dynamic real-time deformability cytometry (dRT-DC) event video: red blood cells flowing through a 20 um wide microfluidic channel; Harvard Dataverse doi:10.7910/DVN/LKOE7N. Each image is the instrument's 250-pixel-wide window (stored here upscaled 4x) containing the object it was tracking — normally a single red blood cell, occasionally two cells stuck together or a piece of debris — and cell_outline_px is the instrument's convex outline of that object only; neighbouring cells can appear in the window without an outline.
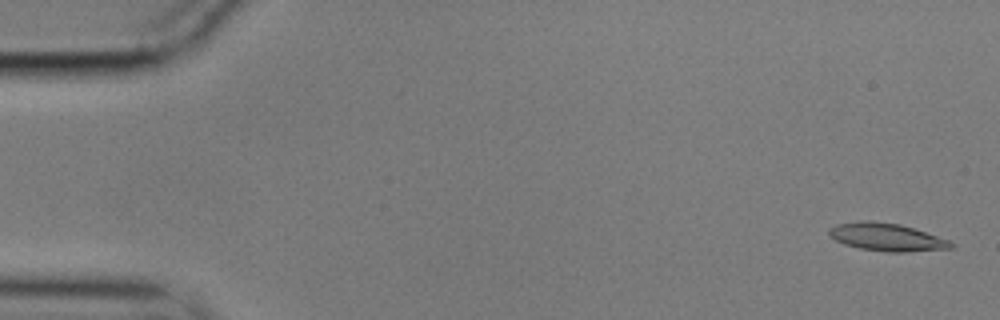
{"species": "common noctule bat (a hibernating species)", "species_latin": "Nyctalus noctula", "temperature_condition": "cold", "stored_images_in_passage": 57, "camera_frame_rate_fps": 3000, "um_per_image_px": 0.085, "animal": {"sex": "male", "body_mass_g": 17.9}, "frame": {"image": 1, "passage_image": 2, "time_ms": 0.333, "image_size_px": [1000, 320], "cell_outline_px": [[956, 244], [952, 248], [908, 252], [888, 252], [860, 248], [844, 244], [836, 240], [828, 232], [828, 228], [836, 224], [860, 220], [872, 220], [900, 224], [948, 240]], "centroid_in_image_um": [75.35, 20.15], "position_along_channel_um": 9.7, "area_um2": 19.65}}
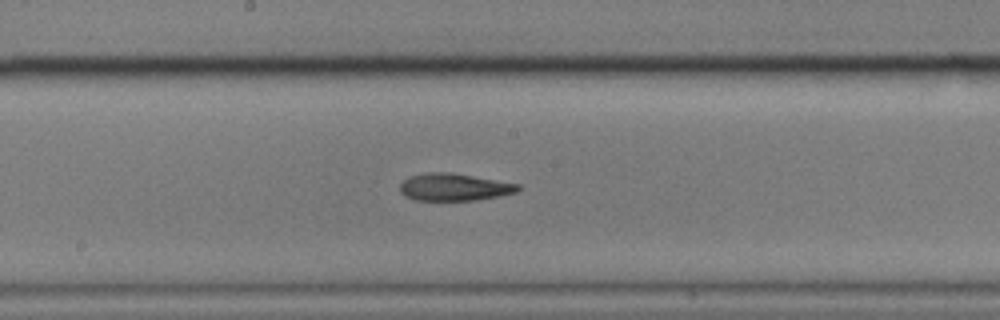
{"frame": {"image": 2, "passage_image": 30, "time_ms": 9.667, "image_size_px": [1000, 320], "cell_outline_px": [[520, 188], [516, 192], [500, 196], [476, 200], [416, 200], [404, 196], [400, 192], [400, 184], [408, 176], [428, 172], [452, 172], [520, 184]], "centroid_in_image_um": [38.59, 15.9], "position_along_channel_um": 209.6, "area_um2": 18.9}}
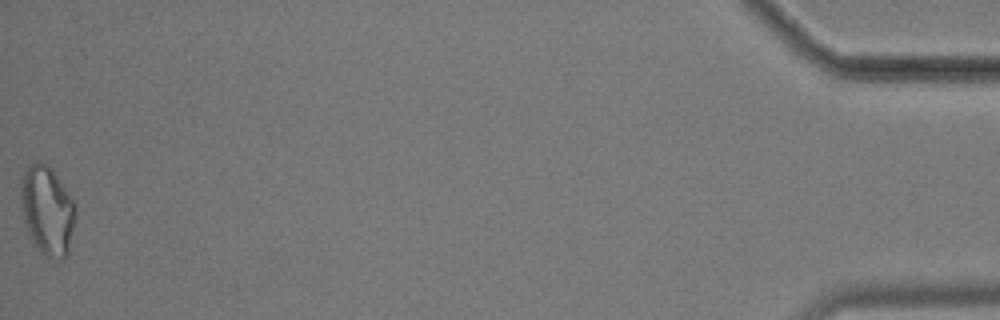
{"frame": {"image": 3, "passage_image": 57, "time_ms": 18.667, "image_size_px": [1000, 320], "cell_outline_px": [[76, 216], [68, 252], [60, 260], [48, 260], [32, 244], [24, 220], [20, 204], [20, 180], [28, 164], [36, 160], [40, 160], [48, 164], [52, 168], [76, 204]], "centroid_in_image_um": [4.0, 17.88], "position_along_channel_um": 431.2, "area_um2": 29.19}, "authors_computed_cell_mechanics": {"area_um2": 19.5942, "velocity_mm_per_s": 3.5175, "shape_relaxation_time_tau1_ms": 3.9651, "shape_relaxation_time_tau2_ms": 7.7677, "deformation_change_tau1": 0.1479, "deformation_change_tau2": 0.1466}}